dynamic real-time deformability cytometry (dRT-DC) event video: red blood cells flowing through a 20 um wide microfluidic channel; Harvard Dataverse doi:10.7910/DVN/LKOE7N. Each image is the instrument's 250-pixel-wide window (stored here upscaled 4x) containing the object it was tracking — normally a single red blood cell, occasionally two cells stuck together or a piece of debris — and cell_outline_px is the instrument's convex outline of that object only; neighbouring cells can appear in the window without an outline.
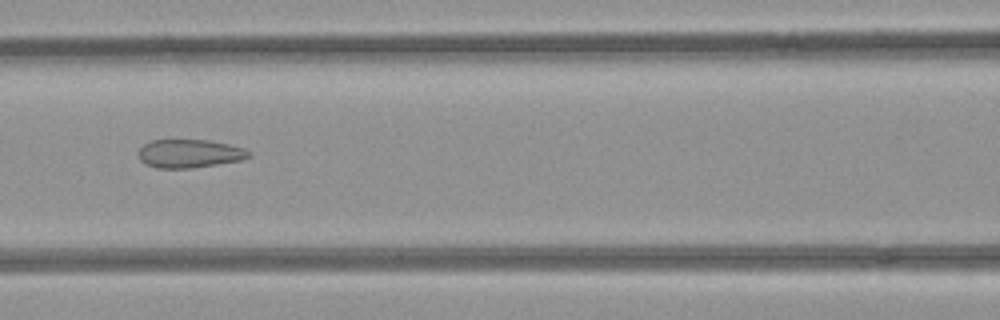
{"species": "common noctule bat (a hibernating species)", "species_latin": "Nyctalus noctula", "temperature_condition": "room temperature", "stored_images_in_passage": 36, "camera_frame_rate_fps": 3000, "um_per_image_px": 0.085, "animal": {"sex": "female", "body_mass_g": 21.9}, "frame": {"image": 1, "passage_image": 10, "time_ms": 3.0, "image_size_px": [1000, 320], "cell_outline_px": [[252, 152], [248, 156], [240, 160], [192, 168], [156, 168], [144, 164], [140, 160], [136, 152], [144, 144], [152, 140], [208, 140], [228, 144], [244, 148]], "centroid_in_image_um": [16.05, 13.05], "position_along_channel_um": 150.6, "area_um2": 18.26}}
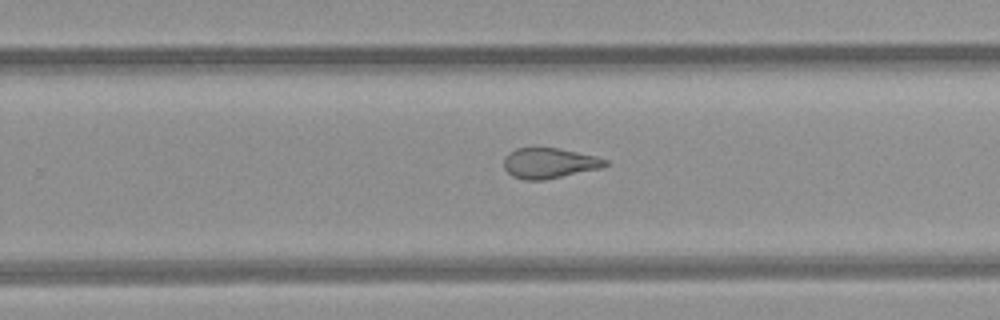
{"frame": {"image": 2, "passage_image": 20, "time_ms": 6.333, "image_size_px": [1000, 320], "cell_outline_px": [[608, 164], [604, 168], [544, 180], [524, 180], [512, 176], [504, 168], [504, 156], [516, 148], [560, 148], [596, 156], [608, 160]], "centroid_in_image_um": [46.71, 13.87], "position_along_channel_um": 283.1, "area_um2": 18.15}}
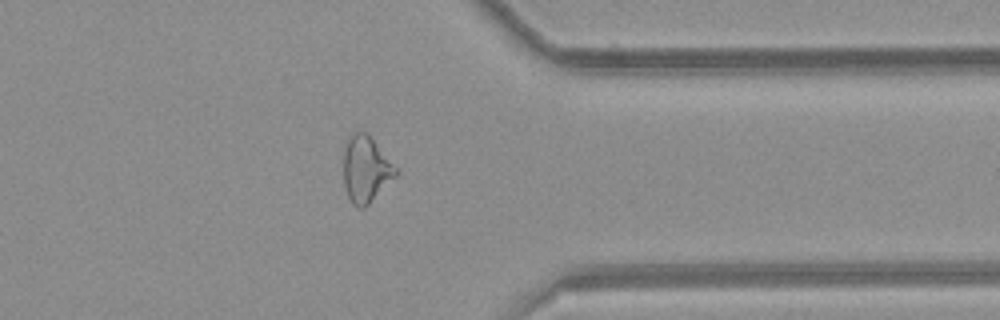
{"frame": {"image": 3, "passage_image": 28, "time_ms": 9.0, "image_size_px": [1000, 320], "cell_outline_px": [[400, 172], [364, 208], [360, 208], [352, 204], [348, 196], [344, 184], [344, 152], [348, 140], [352, 132], [368, 132], [400, 168]], "centroid_in_image_um": [31.15, 14.35], "position_along_channel_um": 380.2, "area_um2": 20.52}, "authors_computed_cell_mechanics": {"area_um2": 19.1896, "velocity_mm_per_s": 3.9944, "shape_relaxation_time_tau1_ms": null, "shape_relaxation_time_tau2_ms": 1.4842, "deformation_change_tau1": null, "deformation_change_tau2": 0.0793}}